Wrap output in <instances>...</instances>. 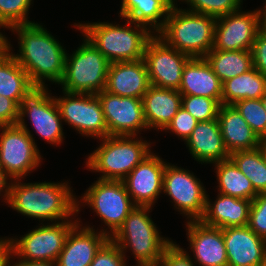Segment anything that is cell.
I'll return each instance as SVG.
<instances>
[{
	"instance_id": "obj_45",
	"label": "cell",
	"mask_w": 266,
	"mask_h": 266,
	"mask_svg": "<svg viewBox=\"0 0 266 266\" xmlns=\"http://www.w3.org/2000/svg\"><path fill=\"white\" fill-rule=\"evenodd\" d=\"M11 266H58L56 262L19 260Z\"/></svg>"
},
{
	"instance_id": "obj_13",
	"label": "cell",
	"mask_w": 266,
	"mask_h": 266,
	"mask_svg": "<svg viewBox=\"0 0 266 266\" xmlns=\"http://www.w3.org/2000/svg\"><path fill=\"white\" fill-rule=\"evenodd\" d=\"M190 58L154 35L148 41L143 56L151 85L179 90L183 68Z\"/></svg>"
},
{
	"instance_id": "obj_18",
	"label": "cell",
	"mask_w": 266,
	"mask_h": 266,
	"mask_svg": "<svg viewBox=\"0 0 266 266\" xmlns=\"http://www.w3.org/2000/svg\"><path fill=\"white\" fill-rule=\"evenodd\" d=\"M80 222L68 233L56 261L58 266H90L96 253L110 239L107 229L97 233L93 227H82Z\"/></svg>"
},
{
	"instance_id": "obj_37",
	"label": "cell",
	"mask_w": 266,
	"mask_h": 266,
	"mask_svg": "<svg viewBox=\"0 0 266 266\" xmlns=\"http://www.w3.org/2000/svg\"><path fill=\"white\" fill-rule=\"evenodd\" d=\"M248 227L256 235L266 240V193H259L252 200Z\"/></svg>"
},
{
	"instance_id": "obj_1",
	"label": "cell",
	"mask_w": 266,
	"mask_h": 266,
	"mask_svg": "<svg viewBox=\"0 0 266 266\" xmlns=\"http://www.w3.org/2000/svg\"><path fill=\"white\" fill-rule=\"evenodd\" d=\"M18 34L19 53L12 56L27 72L35 87L45 88V80L61 82L66 62V49L42 25L35 23L10 28Z\"/></svg>"
},
{
	"instance_id": "obj_48",
	"label": "cell",
	"mask_w": 266,
	"mask_h": 266,
	"mask_svg": "<svg viewBox=\"0 0 266 266\" xmlns=\"http://www.w3.org/2000/svg\"><path fill=\"white\" fill-rule=\"evenodd\" d=\"M261 101L263 103L264 109L266 110V93L261 97Z\"/></svg>"
},
{
	"instance_id": "obj_49",
	"label": "cell",
	"mask_w": 266,
	"mask_h": 266,
	"mask_svg": "<svg viewBox=\"0 0 266 266\" xmlns=\"http://www.w3.org/2000/svg\"><path fill=\"white\" fill-rule=\"evenodd\" d=\"M135 266H160V264H144V265H135Z\"/></svg>"
},
{
	"instance_id": "obj_8",
	"label": "cell",
	"mask_w": 266,
	"mask_h": 266,
	"mask_svg": "<svg viewBox=\"0 0 266 266\" xmlns=\"http://www.w3.org/2000/svg\"><path fill=\"white\" fill-rule=\"evenodd\" d=\"M0 130V166L11 180L22 179L41 165L40 150L24 118Z\"/></svg>"
},
{
	"instance_id": "obj_9",
	"label": "cell",
	"mask_w": 266,
	"mask_h": 266,
	"mask_svg": "<svg viewBox=\"0 0 266 266\" xmlns=\"http://www.w3.org/2000/svg\"><path fill=\"white\" fill-rule=\"evenodd\" d=\"M81 199L80 201L77 199V214L80 211V202L85 203L84 206H90L108 226L107 229H110L107 231L109 237L118 231L126 217L136 207L123 181L98 179L85 191Z\"/></svg>"
},
{
	"instance_id": "obj_23",
	"label": "cell",
	"mask_w": 266,
	"mask_h": 266,
	"mask_svg": "<svg viewBox=\"0 0 266 266\" xmlns=\"http://www.w3.org/2000/svg\"><path fill=\"white\" fill-rule=\"evenodd\" d=\"M222 84L204 57H191L183 68L178 91L182 95L212 98L221 105Z\"/></svg>"
},
{
	"instance_id": "obj_28",
	"label": "cell",
	"mask_w": 266,
	"mask_h": 266,
	"mask_svg": "<svg viewBox=\"0 0 266 266\" xmlns=\"http://www.w3.org/2000/svg\"><path fill=\"white\" fill-rule=\"evenodd\" d=\"M177 0H122L120 17L159 32ZM162 18V19H160ZM152 28V29H151Z\"/></svg>"
},
{
	"instance_id": "obj_19",
	"label": "cell",
	"mask_w": 266,
	"mask_h": 266,
	"mask_svg": "<svg viewBox=\"0 0 266 266\" xmlns=\"http://www.w3.org/2000/svg\"><path fill=\"white\" fill-rule=\"evenodd\" d=\"M228 266H262L266 262V240L248 226L222 229Z\"/></svg>"
},
{
	"instance_id": "obj_47",
	"label": "cell",
	"mask_w": 266,
	"mask_h": 266,
	"mask_svg": "<svg viewBox=\"0 0 266 266\" xmlns=\"http://www.w3.org/2000/svg\"><path fill=\"white\" fill-rule=\"evenodd\" d=\"M262 11V26L266 28V1L265 6L261 9Z\"/></svg>"
},
{
	"instance_id": "obj_30",
	"label": "cell",
	"mask_w": 266,
	"mask_h": 266,
	"mask_svg": "<svg viewBox=\"0 0 266 266\" xmlns=\"http://www.w3.org/2000/svg\"><path fill=\"white\" fill-rule=\"evenodd\" d=\"M204 58L222 83L253 68L251 50L222 51L211 49Z\"/></svg>"
},
{
	"instance_id": "obj_2",
	"label": "cell",
	"mask_w": 266,
	"mask_h": 266,
	"mask_svg": "<svg viewBox=\"0 0 266 266\" xmlns=\"http://www.w3.org/2000/svg\"><path fill=\"white\" fill-rule=\"evenodd\" d=\"M21 180L10 181L8 205L13 210L43 223L73 220L70 217L77 213V199L68 182L21 183Z\"/></svg>"
},
{
	"instance_id": "obj_15",
	"label": "cell",
	"mask_w": 266,
	"mask_h": 266,
	"mask_svg": "<svg viewBox=\"0 0 266 266\" xmlns=\"http://www.w3.org/2000/svg\"><path fill=\"white\" fill-rule=\"evenodd\" d=\"M48 92L47 87L34 88L20 104L19 118L29 117L38 136L49 144L59 145L64 138L63 120L55 97Z\"/></svg>"
},
{
	"instance_id": "obj_33",
	"label": "cell",
	"mask_w": 266,
	"mask_h": 266,
	"mask_svg": "<svg viewBox=\"0 0 266 266\" xmlns=\"http://www.w3.org/2000/svg\"><path fill=\"white\" fill-rule=\"evenodd\" d=\"M234 106L258 137L266 143V110L261 99L239 100Z\"/></svg>"
},
{
	"instance_id": "obj_7",
	"label": "cell",
	"mask_w": 266,
	"mask_h": 266,
	"mask_svg": "<svg viewBox=\"0 0 266 266\" xmlns=\"http://www.w3.org/2000/svg\"><path fill=\"white\" fill-rule=\"evenodd\" d=\"M83 43L66 54L62 91L97 94L105 90L110 66L108 59L84 35Z\"/></svg>"
},
{
	"instance_id": "obj_36",
	"label": "cell",
	"mask_w": 266,
	"mask_h": 266,
	"mask_svg": "<svg viewBox=\"0 0 266 266\" xmlns=\"http://www.w3.org/2000/svg\"><path fill=\"white\" fill-rule=\"evenodd\" d=\"M191 6L187 8L191 12L205 14L215 18L225 16L241 9L243 0H180Z\"/></svg>"
},
{
	"instance_id": "obj_4",
	"label": "cell",
	"mask_w": 266,
	"mask_h": 266,
	"mask_svg": "<svg viewBox=\"0 0 266 266\" xmlns=\"http://www.w3.org/2000/svg\"><path fill=\"white\" fill-rule=\"evenodd\" d=\"M177 6L174 3L171 7L163 28L156 35L190 57H205L213 46L216 18Z\"/></svg>"
},
{
	"instance_id": "obj_41",
	"label": "cell",
	"mask_w": 266,
	"mask_h": 266,
	"mask_svg": "<svg viewBox=\"0 0 266 266\" xmlns=\"http://www.w3.org/2000/svg\"><path fill=\"white\" fill-rule=\"evenodd\" d=\"M253 67L266 76V28L261 26L256 34L252 49Z\"/></svg>"
},
{
	"instance_id": "obj_43",
	"label": "cell",
	"mask_w": 266,
	"mask_h": 266,
	"mask_svg": "<svg viewBox=\"0 0 266 266\" xmlns=\"http://www.w3.org/2000/svg\"><path fill=\"white\" fill-rule=\"evenodd\" d=\"M12 246L9 238H0V266H11Z\"/></svg>"
},
{
	"instance_id": "obj_26",
	"label": "cell",
	"mask_w": 266,
	"mask_h": 266,
	"mask_svg": "<svg viewBox=\"0 0 266 266\" xmlns=\"http://www.w3.org/2000/svg\"><path fill=\"white\" fill-rule=\"evenodd\" d=\"M143 115L148 129L161 131L181 108L182 94L178 90L150 86L142 97Z\"/></svg>"
},
{
	"instance_id": "obj_39",
	"label": "cell",
	"mask_w": 266,
	"mask_h": 266,
	"mask_svg": "<svg viewBox=\"0 0 266 266\" xmlns=\"http://www.w3.org/2000/svg\"><path fill=\"white\" fill-rule=\"evenodd\" d=\"M198 122L187 110L181 107L164 130H170L186 141Z\"/></svg>"
},
{
	"instance_id": "obj_24",
	"label": "cell",
	"mask_w": 266,
	"mask_h": 266,
	"mask_svg": "<svg viewBox=\"0 0 266 266\" xmlns=\"http://www.w3.org/2000/svg\"><path fill=\"white\" fill-rule=\"evenodd\" d=\"M217 120L229 154L236 151L253 150L264 144L234 105L221 104Z\"/></svg>"
},
{
	"instance_id": "obj_42",
	"label": "cell",
	"mask_w": 266,
	"mask_h": 266,
	"mask_svg": "<svg viewBox=\"0 0 266 266\" xmlns=\"http://www.w3.org/2000/svg\"><path fill=\"white\" fill-rule=\"evenodd\" d=\"M19 109L20 106L14 100L0 96V126L17 124Z\"/></svg>"
},
{
	"instance_id": "obj_44",
	"label": "cell",
	"mask_w": 266,
	"mask_h": 266,
	"mask_svg": "<svg viewBox=\"0 0 266 266\" xmlns=\"http://www.w3.org/2000/svg\"><path fill=\"white\" fill-rule=\"evenodd\" d=\"M9 177L5 174L4 170L0 166V196L4 197L3 199L5 200L4 202L8 203L9 199V187H10V181L8 183ZM4 194H3V193Z\"/></svg>"
},
{
	"instance_id": "obj_25",
	"label": "cell",
	"mask_w": 266,
	"mask_h": 266,
	"mask_svg": "<svg viewBox=\"0 0 266 266\" xmlns=\"http://www.w3.org/2000/svg\"><path fill=\"white\" fill-rule=\"evenodd\" d=\"M208 197L207 195L204 216L200 219L204 225L221 229L248 226L252 201L218 193L212 204Z\"/></svg>"
},
{
	"instance_id": "obj_6",
	"label": "cell",
	"mask_w": 266,
	"mask_h": 266,
	"mask_svg": "<svg viewBox=\"0 0 266 266\" xmlns=\"http://www.w3.org/2000/svg\"><path fill=\"white\" fill-rule=\"evenodd\" d=\"M101 141L86 161L90 171L102 172L101 180L123 181L151 153L150 143L141 137L109 135Z\"/></svg>"
},
{
	"instance_id": "obj_32",
	"label": "cell",
	"mask_w": 266,
	"mask_h": 266,
	"mask_svg": "<svg viewBox=\"0 0 266 266\" xmlns=\"http://www.w3.org/2000/svg\"><path fill=\"white\" fill-rule=\"evenodd\" d=\"M229 158L251 181L258 194L266 193V143L253 150L233 152Z\"/></svg>"
},
{
	"instance_id": "obj_5",
	"label": "cell",
	"mask_w": 266,
	"mask_h": 266,
	"mask_svg": "<svg viewBox=\"0 0 266 266\" xmlns=\"http://www.w3.org/2000/svg\"><path fill=\"white\" fill-rule=\"evenodd\" d=\"M152 206H136L124 220L123 225L110 237L122 253L129 248L137 265L160 264L164 249L172 242L161 237L150 215Z\"/></svg>"
},
{
	"instance_id": "obj_34",
	"label": "cell",
	"mask_w": 266,
	"mask_h": 266,
	"mask_svg": "<svg viewBox=\"0 0 266 266\" xmlns=\"http://www.w3.org/2000/svg\"><path fill=\"white\" fill-rule=\"evenodd\" d=\"M32 0H0V28L34 23L28 20Z\"/></svg>"
},
{
	"instance_id": "obj_12",
	"label": "cell",
	"mask_w": 266,
	"mask_h": 266,
	"mask_svg": "<svg viewBox=\"0 0 266 266\" xmlns=\"http://www.w3.org/2000/svg\"><path fill=\"white\" fill-rule=\"evenodd\" d=\"M163 193L173 199L178 209L189 221L200 220L205 213L206 190L200 179L188 169L166 164L163 177Z\"/></svg>"
},
{
	"instance_id": "obj_21",
	"label": "cell",
	"mask_w": 266,
	"mask_h": 266,
	"mask_svg": "<svg viewBox=\"0 0 266 266\" xmlns=\"http://www.w3.org/2000/svg\"><path fill=\"white\" fill-rule=\"evenodd\" d=\"M150 86L143 59L110 63L105 87L108 93L142 99Z\"/></svg>"
},
{
	"instance_id": "obj_38",
	"label": "cell",
	"mask_w": 266,
	"mask_h": 266,
	"mask_svg": "<svg viewBox=\"0 0 266 266\" xmlns=\"http://www.w3.org/2000/svg\"><path fill=\"white\" fill-rule=\"evenodd\" d=\"M120 247L109 239L96 253L90 266H127Z\"/></svg>"
},
{
	"instance_id": "obj_17",
	"label": "cell",
	"mask_w": 266,
	"mask_h": 266,
	"mask_svg": "<svg viewBox=\"0 0 266 266\" xmlns=\"http://www.w3.org/2000/svg\"><path fill=\"white\" fill-rule=\"evenodd\" d=\"M166 164L151 152L123 180L136 206H153L163 190Z\"/></svg>"
},
{
	"instance_id": "obj_11",
	"label": "cell",
	"mask_w": 266,
	"mask_h": 266,
	"mask_svg": "<svg viewBox=\"0 0 266 266\" xmlns=\"http://www.w3.org/2000/svg\"><path fill=\"white\" fill-rule=\"evenodd\" d=\"M62 92L64 96L55 97V101L65 123L86 137L100 140L109 136L101 102L96 94Z\"/></svg>"
},
{
	"instance_id": "obj_35",
	"label": "cell",
	"mask_w": 266,
	"mask_h": 266,
	"mask_svg": "<svg viewBox=\"0 0 266 266\" xmlns=\"http://www.w3.org/2000/svg\"><path fill=\"white\" fill-rule=\"evenodd\" d=\"M181 107L201 122L217 119L220 104L204 96L182 95Z\"/></svg>"
},
{
	"instance_id": "obj_29",
	"label": "cell",
	"mask_w": 266,
	"mask_h": 266,
	"mask_svg": "<svg viewBox=\"0 0 266 266\" xmlns=\"http://www.w3.org/2000/svg\"><path fill=\"white\" fill-rule=\"evenodd\" d=\"M266 93V76L254 67L222 84V105H234L243 99H261Z\"/></svg>"
},
{
	"instance_id": "obj_16",
	"label": "cell",
	"mask_w": 266,
	"mask_h": 266,
	"mask_svg": "<svg viewBox=\"0 0 266 266\" xmlns=\"http://www.w3.org/2000/svg\"><path fill=\"white\" fill-rule=\"evenodd\" d=\"M96 95L101 102L109 135L137 137L141 130L148 129L142 99L121 97L105 90Z\"/></svg>"
},
{
	"instance_id": "obj_27",
	"label": "cell",
	"mask_w": 266,
	"mask_h": 266,
	"mask_svg": "<svg viewBox=\"0 0 266 266\" xmlns=\"http://www.w3.org/2000/svg\"><path fill=\"white\" fill-rule=\"evenodd\" d=\"M10 42L6 37V48L0 53V96L14 100L19 106L36 88L27 72L12 56Z\"/></svg>"
},
{
	"instance_id": "obj_22",
	"label": "cell",
	"mask_w": 266,
	"mask_h": 266,
	"mask_svg": "<svg viewBox=\"0 0 266 266\" xmlns=\"http://www.w3.org/2000/svg\"><path fill=\"white\" fill-rule=\"evenodd\" d=\"M192 157L202 163H218L229 159L217 119L198 122L185 141Z\"/></svg>"
},
{
	"instance_id": "obj_46",
	"label": "cell",
	"mask_w": 266,
	"mask_h": 266,
	"mask_svg": "<svg viewBox=\"0 0 266 266\" xmlns=\"http://www.w3.org/2000/svg\"><path fill=\"white\" fill-rule=\"evenodd\" d=\"M6 48V36L0 32V53Z\"/></svg>"
},
{
	"instance_id": "obj_40",
	"label": "cell",
	"mask_w": 266,
	"mask_h": 266,
	"mask_svg": "<svg viewBox=\"0 0 266 266\" xmlns=\"http://www.w3.org/2000/svg\"><path fill=\"white\" fill-rule=\"evenodd\" d=\"M189 254L175 242H171L165 249L160 260V266H195Z\"/></svg>"
},
{
	"instance_id": "obj_20",
	"label": "cell",
	"mask_w": 266,
	"mask_h": 266,
	"mask_svg": "<svg viewBox=\"0 0 266 266\" xmlns=\"http://www.w3.org/2000/svg\"><path fill=\"white\" fill-rule=\"evenodd\" d=\"M187 238L199 266H228V258L221 228L204 225L200 220L187 221Z\"/></svg>"
},
{
	"instance_id": "obj_14",
	"label": "cell",
	"mask_w": 266,
	"mask_h": 266,
	"mask_svg": "<svg viewBox=\"0 0 266 266\" xmlns=\"http://www.w3.org/2000/svg\"><path fill=\"white\" fill-rule=\"evenodd\" d=\"M262 26V11L240 9L216 18L212 49L222 51L251 50L258 29Z\"/></svg>"
},
{
	"instance_id": "obj_3",
	"label": "cell",
	"mask_w": 266,
	"mask_h": 266,
	"mask_svg": "<svg viewBox=\"0 0 266 266\" xmlns=\"http://www.w3.org/2000/svg\"><path fill=\"white\" fill-rule=\"evenodd\" d=\"M125 22L123 26L109 22L79 23L74 26L110 63L143 59L146 45L154 36L153 31L128 19Z\"/></svg>"
},
{
	"instance_id": "obj_10",
	"label": "cell",
	"mask_w": 266,
	"mask_h": 266,
	"mask_svg": "<svg viewBox=\"0 0 266 266\" xmlns=\"http://www.w3.org/2000/svg\"><path fill=\"white\" fill-rule=\"evenodd\" d=\"M77 223L78 218L74 221L48 222L45 225L41 222L42 226L22 235L20 239L9 238L12 256L26 261L56 262L68 233Z\"/></svg>"
},
{
	"instance_id": "obj_31",
	"label": "cell",
	"mask_w": 266,
	"mask_h": 266,
	"mask_svg": "<svg viewBox=\"0 0 266 266\" xmlns=\"http://www.w3.org/2000/svg\"><path fill=\"white\" fill-rule=\"evenodd\" d=\"M214 164L219 184L218 193L250 201L258 195L251 181L230 158Z\"/></svg>"
}]
</instances>
